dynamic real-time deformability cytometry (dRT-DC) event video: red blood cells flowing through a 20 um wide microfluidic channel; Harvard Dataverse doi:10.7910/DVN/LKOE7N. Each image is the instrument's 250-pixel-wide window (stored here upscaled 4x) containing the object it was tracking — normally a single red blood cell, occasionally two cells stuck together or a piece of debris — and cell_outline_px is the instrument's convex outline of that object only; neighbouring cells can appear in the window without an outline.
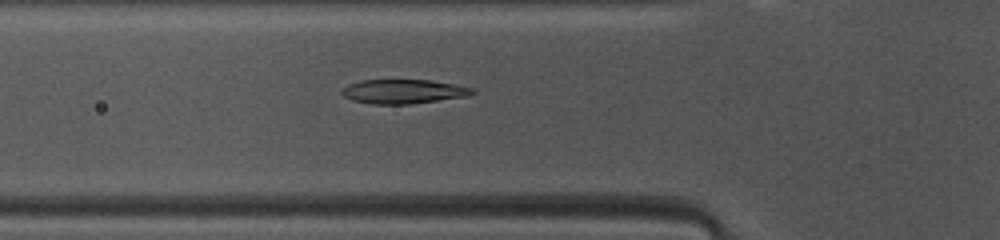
{"species": "common noctule bat (a hibernating species)", "species_latin": "Nyctalus noctula", "temperature_condition": "warm", "stored_images_in_passage": 46, "camera_frame_rate_fps": 3000, "um_per_image_px": 0.085, "animal": {"sex": "female", "body_mass_g": 10.0, "forearm_length_mm": 53.1}, "frame": {"image": 1, "passage_image": 14, "time_ms": 4.333, "image_size_px": [1000, 240], "cell_outline_px": [[476, 92], [468, 96], [408, 104], [372, 104], [352, 100], [344, 96], [340, 92], [340, 88], [348, 84], [360, 80], [432, 80], [476, 88]], "centroid_in_image_um": [34.28, 7.77], "position_along_channel_um": 91.5, "area_um2": 18.55}}
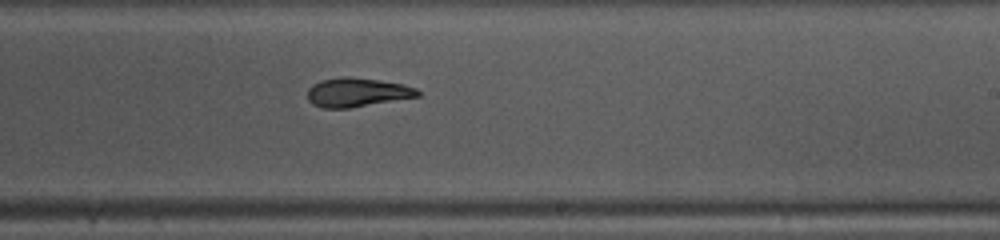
{"frame": {"image": 2, "passage_image": 26, "time_ms": 8.333, "image_size_px": [1000, 240], "cell_outline_px": [[420, 96], [348, 108], [324, 108], [312, 104], [308, 100], [308, 88], [312, 84], [320, 80], [340, 76], [348, 76], [380, 80], [404, 84], [416, 88], [420, 92]], "centroid_in_image_um": [30.33, 7.83], "position_along_channel_um": 258.7, "area_um2": 18.73}}
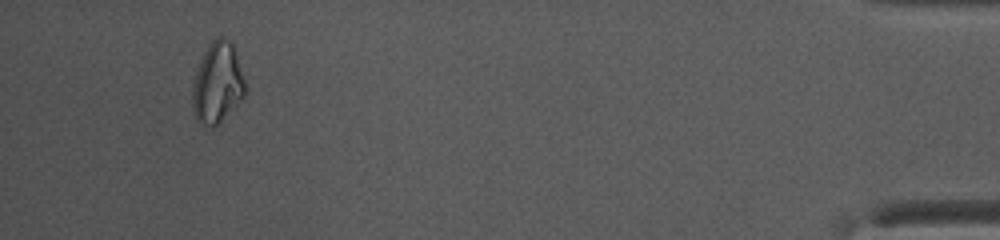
{"frame": {"image": 3, "passage_image": 43, "time_ms": 14.0, "image_size_px": [1000, 240], "cell_outline_px": [[244, 96], [212, 128], [196, 120], [192, 108], [192, 88], [196, 72], [200, 60], [208, 44], [216, 36], [224, 36], [232, 40], [236, 52], [244, 80]], "centroid_in_image_um": [18.46, 6.98], "position_along_channel_um": 416.7, "area_um2": 24.57}, "authors_computed_cell_mechanics": {"area_um2": 19.2763, "velocity_mm_per_s": 4.1648, "shape_relaxation_time_tau1_ms": 4.5865, "shape_relaxation_time_tau2_ms": 3.571, "deformation_change_tau1": 0.1703, "deformation_change_tau2": 0.1022}}